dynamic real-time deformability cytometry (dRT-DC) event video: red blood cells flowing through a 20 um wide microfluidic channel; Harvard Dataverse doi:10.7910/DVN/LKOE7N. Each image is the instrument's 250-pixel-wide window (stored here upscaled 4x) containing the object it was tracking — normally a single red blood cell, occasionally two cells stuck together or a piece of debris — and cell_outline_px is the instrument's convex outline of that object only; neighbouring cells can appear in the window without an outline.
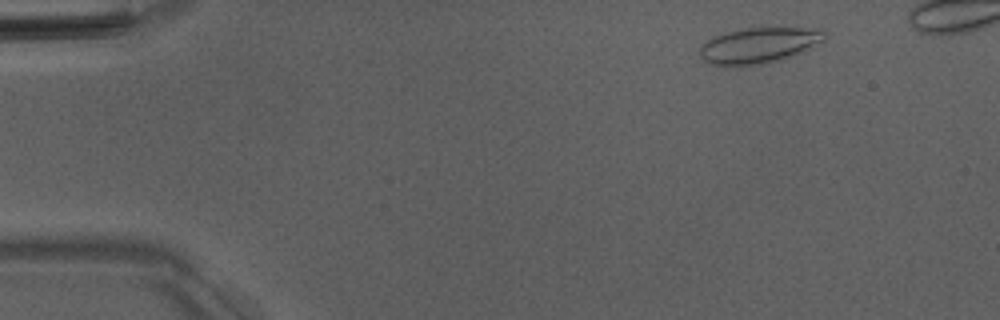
{"species": "Egyptian fruit bat (a non-hibernating species)", "species_latin": "Rousettus aegyptiacus", "temperature_condition": "room temperature", "stored_images_in_passage": 45, "camera_frame_rate_fps": 3000, "um_per_image_px": 0.085, "animal": {"sex": "male"}, "frame": {"image": 1, "passage_image": 4, "time_ms": 1.0, "image_size_px": [1000, 320], "cell_outline_px": [[828, 36], [824, 40], [812, 48], [784, 60], [764, 64], [736, 68], [724, 68], [712, 64], [704, 60], [700, 56], [700, 48], [712, 36], [740, 28], [824, 28], [828, 32]], "centroid_in_image_um": [64.54, 3.89], "position_along_channel_um": 20.5, "area_um2": 27.05}}
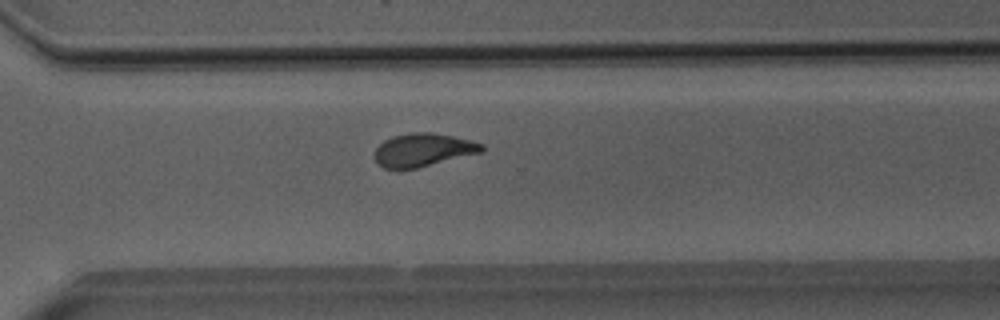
{"frame": {"image": 2, "passage_image": 35, "time_ms": 11.333, "image_size_px": [1000, 320], "cell_outline_px": [[484, 152], [416, 168], [384, 168], [376, 160], [376, 148], [384, 140], [392, 136], [412, 132], [432, 132], [472, 140], [484, 144]], "centroid_in_image_um": [36.02, 12.72], "position_along_channel_um": 334.6, "area_um2": 20.58}}
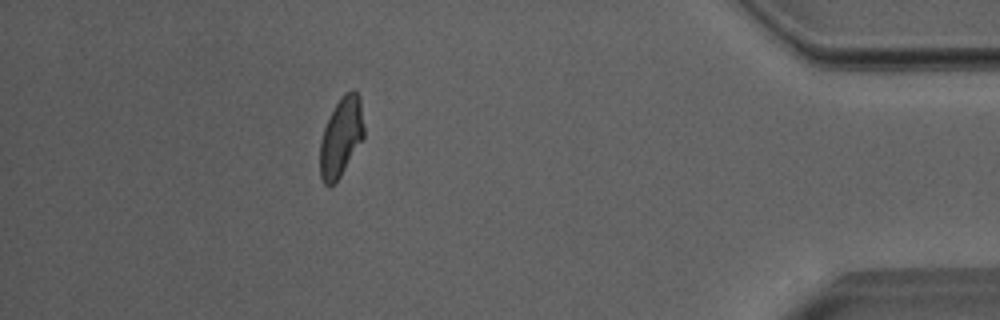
{"frame": {"image": 3, "passage_image": 44, "time_ms": 14.333, "image_size_px": [1000, 320], "cell_outline_px": [[364, 136], [340, 176], [328, 188], [324, 184], [320, 176], [320, 140], [324, 128], [336, 104], [344, 92], [352, 88], [360, 96], [364, 128]], "centroid_in_image_um": [28.99, 11.62], "position_along_channel_um": 406.2, "area_um2": 20.06}}